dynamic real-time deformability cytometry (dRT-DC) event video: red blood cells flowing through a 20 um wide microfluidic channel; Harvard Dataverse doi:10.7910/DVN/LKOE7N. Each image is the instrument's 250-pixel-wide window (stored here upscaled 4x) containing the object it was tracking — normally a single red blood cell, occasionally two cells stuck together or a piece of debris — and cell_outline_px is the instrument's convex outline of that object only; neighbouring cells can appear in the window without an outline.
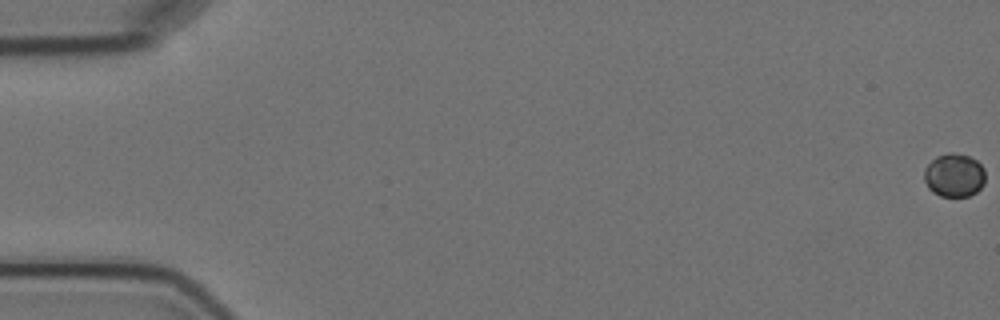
{"species": "Egyptian fruit bat (a non-hibernating species)", "species_latin": "Rousettus aegyptiacus", "temperature_condition": "cold", "stored_images_in_passage": 5, "camera_frame_rate_fps": 3000, "um_per_image_px": 0.085, "animal": {"sex": "female"}, "frame": {"image": 1, "passage_image": 1, "time_ms": 0.0, "image_size_px": [1000, 320], "cell_outline_px": [[984, 184], [976, 192], [968, 196], [940, 196], [932, 192], [928, 188], [924, 180], [924, 168], [936, 156], [948, 152], [952, 152], [968, 156], [976, 160], [984, 168]], "centroid_in_image_um": [81.09, 14.89], "position_along_channel_um": 3.9, "area_um2": 15.55}}
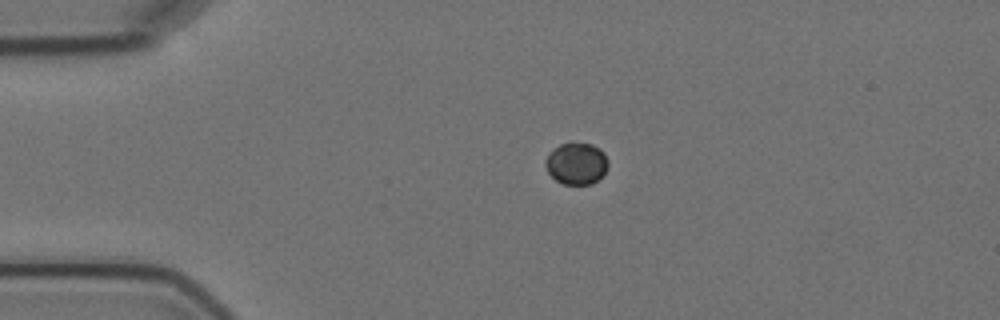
{"frame": {"image": 2, "passage_image": 4, "time_ms": 4.333, "image_size_px": [1000, 320], "cell_outline_px": [[608, 168], [592, 184], [564, 184], [556, 180], [548, 172], [544, 164], [544, 160], [548, 152], [552, 148], [560, 144], [572, 140], [592, 144], [600, 148], [604, 152], [608, 160]], "centroid_in_image_um": [48.97, 13.84], "position_along_channel_um": 36.0, "area_um2": 15.72}}